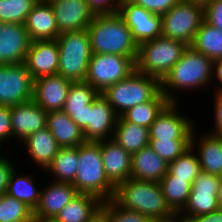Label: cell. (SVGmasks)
Masks as SVG:
<instances>
[{
	"instance_id": "1",
	"label": "cell",
	"mask_w": 222,
	"mask_h": 222,
	"mask_svg": "<svg viewBox=\"0 0 222 222\" xmlns=\"http://www.w3.org/2000/svg\"><path fill=\"white\" fill-rule=\"evenodd\" d=\"M212 70L213 60L188 46L179 61L160 82L161 92L170 102H178L179 96L175 94L177 90L199 91L210 87Z\"/></svg>"
},
{
	"instance_id": "2",
	"label": "cell",
	"mask_w": 222,
	"mask_h": 222,
	"mask_svg": "<svg viewBox=\"0 0 222 222\" xmlns=\"http://www.w3.org/2000/svg\"><path fill=\"white\" fill-rule=\"evenodd\" d=\"M86 29L90 37L92 54L137 57L138 44L118 12L94 15Z\"/></svg>"
},
{
	"instance_id": "3",
	"label": "cell",
	"mask_w": 222,
	"mask_h": 222,
	"mask_svg": "<svg viewBox=\"0 0 222 222\" xmlns=\"http://www.w3.org/2000/svg\"><path fill=\"white\" fill-rule=\"evenodd\" d=\"M113 200L122 208L139 212L149 219L174 217L159 182L129 178L115 188Z\"/></svg>"
},
{
	"instance_id": "4",
	"label": "cell",
	"mask_w": 222,
	"mask_h": 222,
	"mask_svg": "<svg viewBox=\"0 0 222 222\" xmlns=\"http://www.w3.org/2000/svg\"><path fill=\"white\" fill-rule=\"evenodd\" d=\"M71 184L79 193L96 196L103 202L113 199L116 187L105 174L101 141H86L79 145L77 172Z\"/></svg>"
},
{
	"instance_id": "5",
	"label": "cell",
	"mask_w": 222,
	"mask_h": 222,
	"mask_svg": "<svg viewBox=\"0 0 222 222\" xmlns=\"http://www.w3.org/2000/svg\"><path fill=\"white\" fill-rule=\"evenodd\" d=\"M187 47L184 42L163 36L145 41L138 45L135 70L161 82Z\"/></svg>"
},
{
	"instance_id": "6",
	"label": "cell",
	"mask_w": 222,
	"mask_h": 222,
	"mask_svg": "<svg viewBox=\"0 0 222 222\" xmlns=\"http://www.w3.org/2000/svg\"><path fill=\"white\" fill-rule=\"evenodd\" d=\"M161 90L160 81L152 76L134 71L101 94L112 106L118 116L128 109L150 101Z\"/></svg>"
},
{
	"instance_id": "7",
	"label": "cell",
	"mask_w": 222,
	"mask_h": 222,
	"mask_svg": "<svg viewBox=\"0 0 222 222\" xmlns=\"http://www.w3.org/2000/svg\"><path fill=\"white\" fill-rule=\"evenodd\" d=\"M56 40L59 49L58 74L72 82L84 81L92 56L87 29L61 33Z\"/></svg>"
},
{
	"instance_id": "8",
	"label": "cell",
	"mask_w": 222,
	"mask_h": 222,
	"mask_svg": "<svg viewBox=\"0 0 222 222\" xmlns=\"http://www.w3.org/2000/svg\"><path fill=\"white\" fill-rule=\"evenodd\" d=\"M136 58L117 54H92L84 81L102 93L135 71Z\"/></svg>"
},
{
	"instance_id": "9",
	"label": "cell",
	"mask_w": 222,
	"mask_h": 222,
	"mask_svg": "<svg viewBox=\"0 0 222 222\" xmlns=\"http://www.w3.org/2000/svg\"><path fill=\"white\" fill-rule=\"evenodd\" d=\"M161 18L163 37L179 40L190 46L204 20V8L180 0L167 13L161 15Z\"/></svg>"
},
{
	"instance_id": "10",
	"label": "cell",
	"mask_w": 222,
	"mask_h": 222,
	"mask_svg": "<svg viewBox=\"0 0 222 222\" xmlns=\"http://www.w3.org/2000/svg\"><path fill=\"white\" fill-rule=\"evenodd\" d=\"M222 177L201 172L192 183L188 200L184 208L177 214L182 222L192 217L208 214L219 209L217 193Z\"/></svg>"
},
{
	"instance_id": "11",
	"label": "cell",
	"mask_w": 222,
	"mask_h": 222,
	"mask_svg": "<svg viewBox=\"0 0 222 222\" xmlns=\"http://www.w3.org/2000/svg\"><path fill=\"white\" fill-rule=\"evenodd\" d=\"M33 87L25 63L0 65V105L11 107L33 100Z\"/></svg>"
},
{
	"instance_id": "12",
	"label": "cell",
	"mask_w": 222,
	"mask_h": 222,
	"mask_svg": "<svg viewBox=\"0 0 222 222\" xmlns=\"http://www.w3.org/2000/svg\"><path fill=\"white\" fill-rule=\"evenodd\" d=\"M179 102H170L149 128V140H191L195 122L179 112Z\"/></svg>"
},
{
	"instance_id": "13",
	"label": "cell",
	"mask_w": 222,
	"mask_h": 222,
	"mask_svg": "<svg viewBox=\"0 0 222 222\" xmlns=\"http://www.w3.org/2000/svg\"><path fill=\"white\" fill-rule=\"evenodd\" d=\"M118 13L125 20L138 45L162 36L161 15L152 13L131 0H123Z\"/></svg>"
},
{
	"instance_id": "14",
	"label": "cell",
	"mask_w": 222,
	"mask_h": 222,
	"mask_svg": "<svg viewBox=\"0 0 222 222\" xmlns=\"http://www.w3.org/2000/svg\"><path fill=\"white\" fill-rule=\"evenodd\" d=\"M30 43L24 24L0 22V65L25 63Z\"/></svg>"
},
{
	"instance_id": "15",
	"label": "cell",
	"mask_w": 222,
	"mask_h": 222,
	"mask_svg": "<svg viewBox=\"0 0 222 222\" xmlns=\"http://www.w3.org/2000/svg\"><path fill=\"white\" fill-rule=\"evenodd\" d=\"M118 115L100 93L88 105V125L82 130L86 141L98 142L111 139Z\"/></svg>"
},
{
	"instance_id": "16",
	"label": "cell",
	"mask_w": 222,
	"mask_h": 222,
	"mask_svg": "<svg viewBox=\"0 0 222 222\" xmlns=\"http://www.w3.org/2000/svg\"><path fill=\"white\" fill-rule=\"evenodd\" d=\"M72 81L60 74L34 79L33 100L47 113L62 111Z\"/></svg>"
},
{
	"instance_id": "17",
	"label": "cell",
	"mask_w": 222,
	"mask_h": 222,
	"mask_svg": "<svg viewBox=\"0 0 222 222\" xmlns=\"http://www.w3.org/2000/svg\"><path fill=\"white\" fill-rule=\"evenodd\" d=\"M57 22L59 33L86 29L94 13L86 0H49Z\"/></svg>"
},
{
	"instance_id": "18",
	"label": "cell",
	"mask_w": 222,
	"mask_h": 222,
	"mask_svg": "<svg viewBox=\"0 0 222 222\" xmlns=\"http://www.w3.org/2000/svg\"><path fill=\"white\" fill-rule=\"evenodd\" d=\"M25 65L33 79L58 74L59 49L57 40L31 41Z\"/></svg>"
},
{
	"instance_id": "19",
	"label": "cell",
	"mask_w": 222,
	"mask_h": 222,
	"mask_svg": "<svg viewBox=\"0 0 222 222\" xmlns=\"http://www.w3.org/2000/svg\"><path fill=\"white\" fill-rule=\"evenodd\" d=\"M12 139L20 143L29 135L47 127L48 113L34 100L10 107Z\"/></svg>"
},
{
	"instance_id": "20",
	"label": "cell",
	"mask_w": 222,
	"mask_h": 222,
	"mask_svg": "<svg viewBox=\"0 0 222 222\" xmlns=\"http://www.w3.org/2000/svg\"><path fill=\"white\" fill-rule=\"evenodd\" d=\"M49 184L41 188L39 204L33 211L34 218L54 219L79 193L71 183L49 180Z\"/></svg>"
},
{
	"instance_id": "21",
	"label": "cell",
	"mask_w": 222,
	"mask_h": 222,
	"mask_svg": "<svg viewBox=\"0 0 222 222\" xmlns=\"http://www.w3.org/2000/svg\"><path fill=\"white\" fill-rule=\"evenodd\" d=\"M101 154L105 174L115 187L131 178L132 155L115 140H101Z\"/></svg>"
},
{
	"instance_id": "22",
	"label": "cell",
	"mask_w": 222,
	"mask_h": 222,
	"mask_svg": "<svg viewBox=\"0 0 222 222\" xmlns=\"http://www.w3.org/2000/svg\"><path fill=\"white\" fill-rule=\"evenodd\" d=\"M24 25L31 41L55 40L60 35L49 0L37 1Z\"/></svg>"
},
{
	"instance_id": "23",
	"label": "cell",
	"mask_w": 222,
	"mask_h": 222,
	"mask_svg": "<svg viewBox=\"0 0 222 222\" xmlns=\"http://www.w3.org/2000/svg\"><path fill=\"white\" fill-rule=\"evenodd\" d=\"M195 131L194 128L191 135V147L197 153L201 171L222 177V137L202 133L203 135L199 134L197 138L198 133Z\"/></svg>"
},
{
	"instance_id": "24",
	"label": "cell",
	"mask_w": 222,
	"mask_h": 222,
	"mask_svg": "<svg viewBox=\"0 0 222 222\" xmlns=\"http://www.w3.org/2000/svg\"><path fill=\"white\" fill-rule=\"evenodd\" d=\"M100 93L85 81L72 82L62 111L82 130L88 125V105Z\"/></svg>"
},
{
	"instance_id": "25",
	"label": "cell",
	"mask_w": 222,
	"mask_h": 222,
	"mask_svg": "<svg viewBox=\"0 0 222 222\" xmlns=\"http://www.w3.org/2000/svg\"><path fill=\"white\" fill-rule=\"evenodd\" d=\"M167 172L168 163L154 152L150 146L132 154V179L160 182Z\"/></svg>"
},
{
	"instance_id": "26",
	"label": "cell",
	"mask_w": 222,
	"mask_h": 222,
	"mask_svg": "<svg viewBox=\"0 0 222 222\" xmlns=\"http://www.w3.org/2000/svg\"><path fill=\"white\" fill-rule=\"evenodd\" d=\"M31 161L45 171L57 155L59 146L51 131L45 127L26 137L22 142Z\"/></svg>"
},
{
	"instance_id": "27",
	"label": "cell",
	"mask_w": 222,
	"mask_h": 222,
	"mask_svg": "<svg viewBox=\"0 0 222 222\" xmlns=\"http://www.w3.org/2000/svg\"><path fill=\"white\" fill-rule=\"evenodd\" d=\"M47 128L60 148L77 147L86 142L82 129L64 111L48 112Z\"/></svg>"
},
{
	"instance_id": "28",
	"label": "cell",
	"mask_w": 222,
	"mask_h": 222,
	"mask_svg": "<svg viewBox=\"0 0 222 222\" xmlns=\"http://www.w3.org/2000/svg\"><path fill=\"white\" fill-rule=\"evenodd\" d=\"M102 202L96 196L78 193L54 220L56 222H88L100 212Z\"/></svg>"
},
{
	"instance_id": "29",
	"label": "cell",
	"mask_w": 222,
	"mask_h": 222,
	"mask_svg": "<svg viewBox=\"0 0 222 222\" xmlns=\"http://www.w3.org/2000/svg\"><path fill=\"white\" fill-rule=\"evenodd\" d=\"M112 139L132 155L149 146V128L118 116Z\"/></svg>"
},
{
	"instance_id": "30",
	"label": "cell",
	"mask_w": 222,
	"mask_h": 222,
	"mask_svg": "<svg viewBox=\"0 0 222 222\" xmlns=\"http://www.w3.org/2000/svg\"><path fill=\"white\" fill-rule=\"evenodd\" d=\"M79 160V146L59 148L57 155L46 168L45 173L53 175L51 181L72 183L76 176Z\"/></svg>"
},
{
	"instance_id": "31",
	"label": "cell",
	"mask_w": 222,
	"mask_h": 222,
	"mask_svg": "<svg viewBox=\"0 0 222 222\" xmlns=\"http://www.w3.org/2000/svg\"><path fill=\"white\" fill-rule=\"evenodd\" d=\"M170 103L161 90L148 102L128 109L121 116L128 122L150 128L161 111Z\"/></svg>"
},
{
	"instance_id": "32",
	"label": "cell",
	"mask_w": 222,
	"mask_h": 222,
	"mask_svg": "<svg viewBox=\"0 0 222 222\" xmlns=\"http://www.w3.org/2000/svg\"><path fill=\"white\" fill-rule=\"evenodd\" d=\"M190 46L212 60L222 58V30L203 20Z\"/></svg>"
},
{
	"instance_id": "33",
	"label": "cell",
	"mask_w": 222,
	"mask_h": 222,
	"mask_svg": "<svg viewBox=\"0 0 222 222\" xmlns=\"http://www.w3.org/2000/svg\"><path fill=\"white\" fill-rule=\"evenodd\" d=\"M16 169L10 175L6 194L24 202L34 211L40 201L41 189L36 187V182L30 174H17Z\"/></svg>"
},
{
	"instance_id": "34",
	"label": "cell",
	"mask_w": 222,
	"mask_h": 222,
	"mask_svg": "<svg viewBox=\"0 0 222 222\" xmlns=\"http://www.w3.org/2000/svg\"><path fill=\"white\" fill-rule=\"evenodd\" d=\"M193 182L181 178H162L159 185L170 209L178 214L186 205Z\"/></svg>"
},
{
	"instance_id": "35",
	"label": "cell",
	"mask_w": 222,
	"mask_h": 222,
	"mask_svg": "<svg viewBox=\"0 0 222 222\" xmlns=\"http://www.w3.org/2000/svg\"><path fill=\"white\" fill-rule=\"evenodd\" d=\"M201 172L197 153L190 147L176 160L168 163V172L163 178H181L194 182Z\"/></svg>"
},
{
	"instance_id": "36",
	"label": "cell",
	"mask_w": 222,
	"mask_h": 222,
	"mask_svg": "<svg viewBox=\"0 0 222 222\" xmlns=\"http://www.w3.org/2000/svg\"><path fill=\"white\" fill-rule=\"evenodd\" d=\"M33 210L24 202L3 194L0 196V222H33Z\"/></svg>"
},
{
	"instance_id": "37",
	"label": "cell",
	"mask_w": 222,
	"mask_h": 222,
	"mask_svg": "<svg viewBox=\"0 0 222 222\" xmlns=\"http://www.w3.org/2000/svg\"><path fill=\"white\" fill-rule=\"evenodd\" d=\"M36 0H0V22L25 24Z\"/></svg>"
},
{
	"instance_id": "38",
	"label": "cell",
	"mask_w": 222,
	"mask_h": 222,
	"mask_svg": "<svg viewBox=\"0 0 222 222\" xmlns=\"http://www.w3.org/2000/svg\"><path fill=\"white\" fill-rule=\"evenodd\" d=\"M100 212L105 222H148L149 220L139 212L122 208L113 199L102 202Z\"/></svg>"
},
{
	"instance_id": "39",
	"label": "cell",
	"mask_w": 222,
	"mask_h": 222,
	"mask_svg": "<svg viewBox=\"0 0 222 222\" xmlns=\"http://www.w3.org/2000/svg\"><path fill=\"white\" fill-rule=\"evenodd\" d=\"M149 146L164 161L170 163L191 147V140H149Z\"/></svg>"
},
{
	"instance_id": "40",
	"label": "cell",
	"mask_w": 222,
	"mask_h": 222,
	"mask_svg": "<svg viewBox=\"0 0 222 222\" xmlns=\"http://www.w3.org/2000/svg\"><path fill=\"white\" fill-rule=\"evenodd\" d=\"M136 5L143 7L144 9L163 15L167 13L173 6H175L180 0H131Z\"/></svg>"
},
{
	"instance_id": "41",
	"label": "cell",
	"mask_w": 222,
	"mask_h": 222,
	"mask_svg": "<svg viewBox=\"0 0 222 222\" xmlns=\"http://www.w3.org/2000/svg\"><path fill=\"white\" fill-rule=\"evenodd\" d=\"M204 20L222 30V0H213L204 8Z\"/></svg>"
},
{
	"instance_id": "42",
	"label": "cell",
	"mask_w": 222,
	"mask_h": 222,
	"mask_svg": "<svg viewBox=\"0 0 222 222\" xmlns=\"http://www.w3.org/2000/svg\"><path fill=\"white\" fill-rule=\"evenodd\" d=\"M90 10L95 14H112L119 11L123 0H86Z\"/></svg>"
},
{
	"instance_id": "43",
	"label": "cell",
	"mask_w": 222,
	"mask_h": 222,
	"mask_svg": "<svg viewBox=\"0 0 222 222\" xmlns=\"http://www.w3.org/2000/svg\"><path fill=\"white\" fill-rule=\"evenodd\" d=\"M12 139V120L10 107L0 105V149L4 141Z\"/></svg>"
},
{
	"instance_id": "44",
	"label": "cell",
	"mask_w": 222,
	"mask_h": 222,
	"mask_svg": "<svg viewBox=\"0 0 222 222\" xmlns=\"http://www.w3.org/2000/svg\"><path fill=\"white\" fill-rule=\"evenodd\" d=\"M2 154L0 155V196L7 192L10 175L15 169L13 160Z\"/></svg>"
},
{
	"instance_id": "45",
	"label": "cell",
	"mask_w": 222,
	"mask_h": 222,
	"mask_svg": "<svg viewBox=\"0 0 222 222\" xmlns=\"http://www.w3.org/2000/svg\"><path fill=\"white\" fill-rule=\"evenodd\" d=\"M214 125L207 133L222 137V92H216L214 96Z\"/></svg>"
},
{
	"instance_id": "46",
	"label": "cell",
	"mask_w": 222,
	"mask_h": 222,
	"mask_svg": "<svg viewBox=\"0 0 222 222\" xmlns=\"http://www.w3.org/2000/svg\"><path fill=\"white\" fill-rule=\"evenodd\" d=\"M188 222H222V208L208 214L192 217Z\"/></svg>"
},
{
	"instance_id": "47",
	"label": "cell",
	"mask_w": 222,
	"mask_h": 222,
	"mask_svg": "<svg viewBox=\"0 0 222 222\" xmlns=\"http://www.w3.org/2000/svg\"><path fill=\"white\" fill-rule=\"evenodd\" d=\"M214 80L219 83H216L217 87L215 86V92H222V58L213 60L212 81Z\"/></svg>"
},
{
	"instance_id": "48",
	"label": "cell",
	"mask_w": 222,
	"mask_h": 222,
	"mask_svg": "<svg viewBox=\"0 0 222 222\" xmlns=\"http://www.w3.org/2000/svg\"><path fill=\"white\" fill-rule=\"evenodd\" d=\"M148 222H180L177 214L174 217L149 219Z\"/></svg>"
},
{
	"instance_id": "49",
	"label": "cell",
	"mask_w": 222,
	"mask_h": 222,
	"mask_svg": "<svg viewBox=\"0 0 222 222\" xmlns=\"http://www.w3.org/2000/svg\"><path fill=\"white\" fill-rule=\"evenodd\" d=\"M184 1L190 2L192 4H197V5L205 8L213 0H184Z\"/></svg>"
},
{
	"instance_id": "50",
	"label": "cell",
	"mask_w": 222,
	"mask_h": 222,
	"mask_svg": "<svg viewBox=\"0 0 222 222\" xmlns=\"http://www.w3.org/2000/svg\"><path fill=\"white\" fill-rule=\"evenodd\" d=\"M217 200H218L219 207L222 208V179H221L218 193H217Z\"/></svg>"
},
{
	"instance_id": "51",
	"label": "cell",
	"mask_w": 222,
	"mask_h": 222,
	"mask_svg": "<svg viewBox=\"0 0 222 222\" xmlns=\"http://www.w3.org/2000/svg\"><path fill=\"white\" fill-rule=\"evenodd\" d=\"M88 222H105V219L103 218L101 212H99L94 218H92Z\"/></svg>"
},
{
	"instance_id": "52",
	"label": "cell",
	"mask_w": 222,
	"mask_h": 222,
	"mask_svg": "<svg viewBox=\"0 0 222 222\" xmlns=\"http://www.w3.org/2000/svg\"><path fill=\"white\" fill-rule=\"evenodd\" d=\"M33 222H56L54 219L33 218Z\"/></svg>"
}]
</instances>
